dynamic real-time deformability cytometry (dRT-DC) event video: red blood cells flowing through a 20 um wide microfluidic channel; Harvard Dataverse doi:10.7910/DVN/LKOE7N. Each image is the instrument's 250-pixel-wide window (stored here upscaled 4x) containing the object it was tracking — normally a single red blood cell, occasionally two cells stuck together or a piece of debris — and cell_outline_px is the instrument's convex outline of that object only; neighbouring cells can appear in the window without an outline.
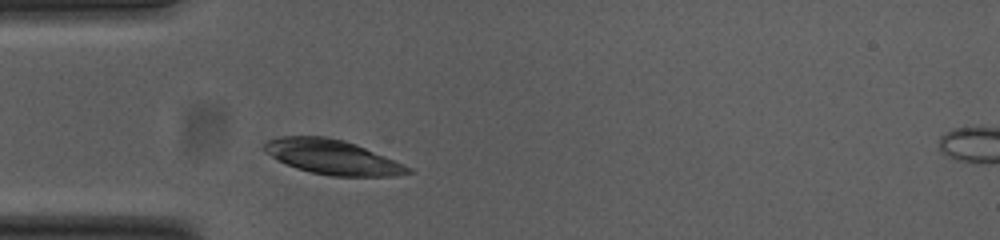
{"species": "common noctule bat (a hibernating species)", "species_latin": "Nyctalus noctula", "temperature_condition": "cold", "stored_images_in_passage": 27, "camera_frame_rate_fps": 3000, "um_per_image_px": 0.085, "animal": {"sex": "female", "body_mass_g": 23.0, "forearm_length_mm": 53.4}, "frame": {"image": 1, "passage_image": 1, "time_ms": 0.0, "image_size_px": [1000, 240], "cell_outline_px": [[412, 172], [392, 176], [332, 176], [312, 172], [296, 168], [276, 160], [264, 152], [264, 144], [268, 140], [280, 136], [324, 136], [344, 140], [356, 144], [412, 168]], "centroid_in_image_um": [28.2, 13.34], "position_along_channel_um": 56.8, "area_um2": 28.78}}